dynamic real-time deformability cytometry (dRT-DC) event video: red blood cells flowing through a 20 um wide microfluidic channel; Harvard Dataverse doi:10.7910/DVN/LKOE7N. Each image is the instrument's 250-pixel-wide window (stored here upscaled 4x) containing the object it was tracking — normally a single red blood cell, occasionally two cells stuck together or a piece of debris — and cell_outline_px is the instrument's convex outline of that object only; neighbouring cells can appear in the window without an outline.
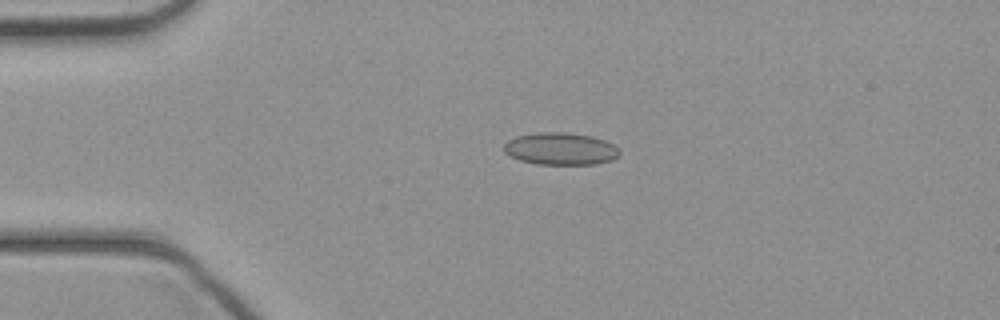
{"species": "common noctule bat (a hibernating species)", "species_latin": "Nyctalus noctula", "temperature_condition": "cold", "stored_images_in_passage": 37, "camera_frame_rate_fps": 3000, "um_per_image_px": 0.085, "animal": {"sex": "female", "body_mass_g": 21.9}, "frame": {"image": 1, "passage_image": 3, "time_ms": 0.667, "image_size_px": [1000, 320], "cell_outline_px": [[620, 152], [612, 160], [592, 164], [536, 164], [520, 160], [504, 152], [504, 144], [508, 140], [516, 136], [536, 132], [564, 132], [592, 136], [604, 140], [620, 148]], "centroid_in_image_um": [47.63, 12.64], "position_along_channel_um": 37.4, "area_um2": 21.68}}
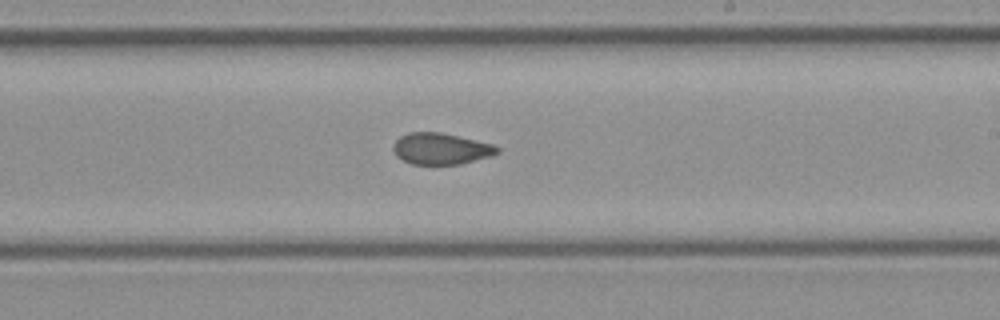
{"frame": {"image": 2, "passage_image": 19, "time_ms": 6.0, "image_size_px": [1000, 320], "cell_outline_px": [[500, 152], [492, 156], [460, 164], [412, 164], [396, 156], [392, 148], [396, 140], [400, 136], [408, 132], [440, 132], [492, 144], [500, 148]], "centroid_in_image_um": [37.48, 12.64], "position_along_channel_um": 251.5, "area_um2": 18.96}}
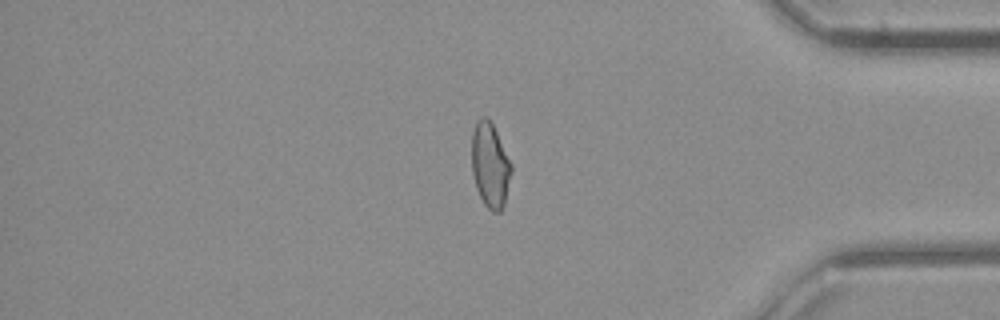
{"frame": {"image": 3, "passage_image": 30, "time_ms": 9.667, "image_size_px": [1000, 320], "cell_outline_px": [[512, 172], [504, 204], [500, 212], [492, 212], [484, 204], [476, 188], [472, 172], [472, 132], [476, 120], [480, 116], [484, 116], [492, 124], [512, 164]], "centroid_in_image_um": [41.65, 14.05], "position_along_channel_um": 393.5, "area_um2": 19.54}}